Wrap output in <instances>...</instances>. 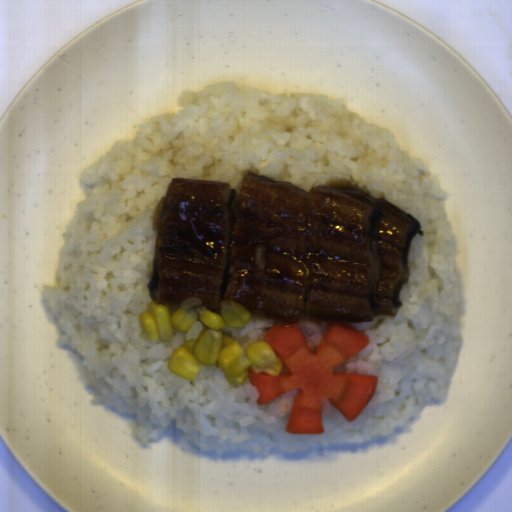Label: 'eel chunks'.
Wrapping results in <instances>:
<instances>
[{"label":"eel chunks","mask_w":512,"mask_h":512,"mask_svg":"<svg viewBox=\"0 0 512 512\" xmlns=\"http://www.w3.org/2000/svg\"><path fill=\"white\" fill-rule=\"evenodd\" d=\"M151 220L154 304L195 297L218 311L229 300L292 324L395 317L411 281L410 247L424 236L384 196L332 184L305 190L248 171L239 188L176 177Z\"/></svg>","instance_id":"eel-chunks-1"}]
</instances>
